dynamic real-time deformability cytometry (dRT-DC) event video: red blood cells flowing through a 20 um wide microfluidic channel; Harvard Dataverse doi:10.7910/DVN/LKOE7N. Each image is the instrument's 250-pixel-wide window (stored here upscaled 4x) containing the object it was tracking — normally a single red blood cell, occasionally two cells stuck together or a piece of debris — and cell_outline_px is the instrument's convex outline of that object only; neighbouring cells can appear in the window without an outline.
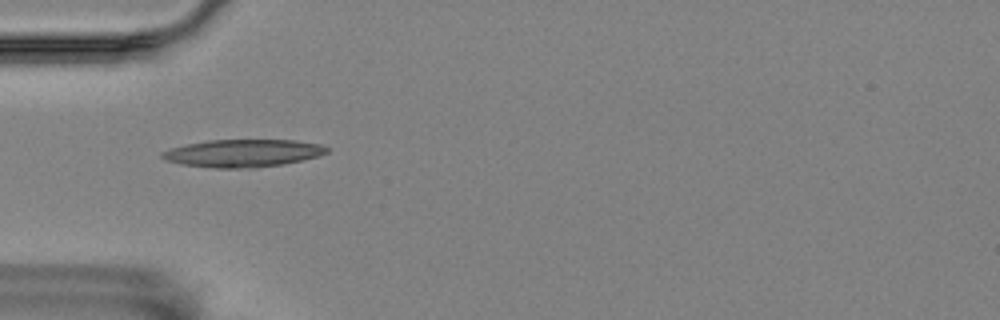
{"species": "Egyptian fruit bat (a non-hibernating species)", "species_latin": "Rousettus aegyptiacus", "temperature_condition": "room temperature", "stored_images_in_passage": 42, "camera_frame_rate_fps": 3000, "um_per_image_px": 0.085, "animal": {"sex": "female"}, "frame": {"image": 1, "passage_image": 3, "time_ms": 0.667, "image_size_px": [1000, 320], "cell_outline_px": [[328, 152], [320, 156], [284, 164], [256, 168], [212, 168], [184, 164], [168, 160], [160, 156], [160, 152], [172, 148], [188, 144], [208, 140], [296, 140], [320, 144], [328, 148]], "centroid_in_image_um": [20.7, 13.02], "position_along_channel_um": 64.3, "area_um2": 26.47}}
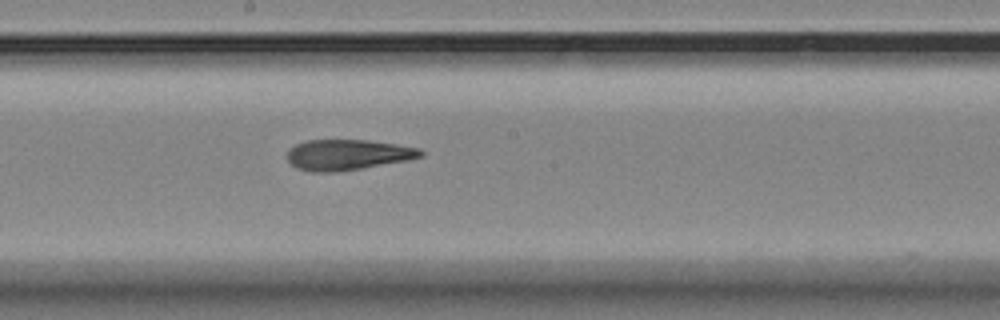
{"frame": {"image": 2, "passage_image": 16, "time_ms": 5.0, "image_size_px": [1000, 320], "cell_outline_px": [[424, 156], [408, 160], [364, 168], [336, 172], [312, 172], [296, 168], [288, 160], [288, 148], [304, 140], [368, 140], [396, 144], [420, 148], [424, 152]], "centroid_in_image_um": [29.56, 13.15], "position_along_channel_um": 218.6, "area_um2": 23.99}}
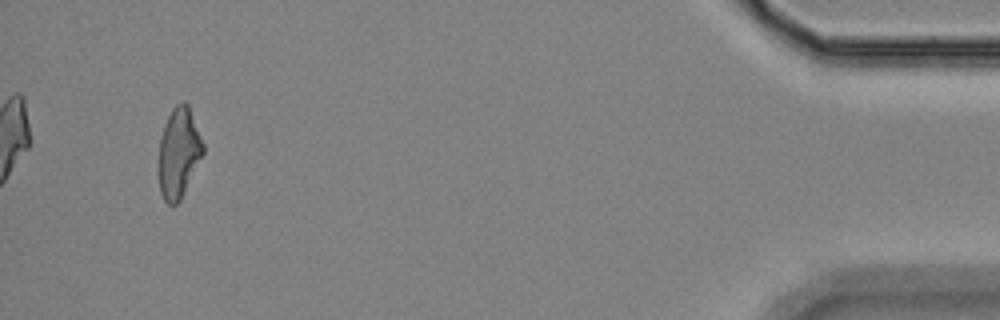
{"frame": {"image": 3, "passage_image": 39, "time_ms": 12.667, "image_size_px": [1000, 320], "cell_outline_px": [[204, 152], [180, 200], [176, 204], [168, 204], [164, 200], [160, 192], [160, 136], [164, 124], [172, 108], [176, 104], [184, 100], [188, 104], [204, 144]], "centroid_in_image_um": [15.2, 12.95], "position_along_channel_um": 420.0, "area_um2": 22.95}, "authors_computed_cell_mechanics": {"area_um2": 24.0159, "velocity_mm_per_s": 3.5624, "shape_relaxation_time_tau1_ms": null, "shape_relaxation_time_tau2_ms": 5.719, "deformation_change_tau1": null, "deformation_change_tau2": 0.1788}}